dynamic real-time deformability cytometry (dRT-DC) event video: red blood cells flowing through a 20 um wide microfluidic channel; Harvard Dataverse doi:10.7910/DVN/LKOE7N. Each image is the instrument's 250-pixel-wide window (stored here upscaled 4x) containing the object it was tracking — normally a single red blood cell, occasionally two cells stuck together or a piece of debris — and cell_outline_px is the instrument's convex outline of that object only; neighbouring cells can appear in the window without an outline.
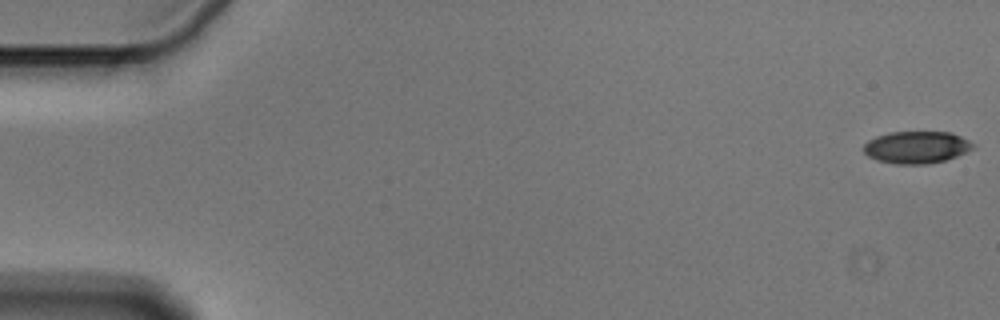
{"species": "Egyptian fruit bat (a non-hibernating species)", "species_latin": "Rousettus aegyptiacus", "temperature_condition": "cold", "stored_images_in_passage": 56, "camera_frame_rate_fps": 3000, "um_per_image_px": 0.085, "animal": {"sex": "male"}, "frame": {"image": 1, "passage_image": 1, "time_ms": 0.0, "image_size_px": [1000, 320], "cell_outline_px": [[976, 144], [972, 148], [956, 156], [944, 160], [928, 164], [896, 164], [876, 160], [868, 156], [864, 152], [864, 144], [868, 140], [876, 136], [888, 132], [952, 132]], "centroid_in_image_um": [77.88, 12.51], "position_along_channel_um": 7.1, "area_um2": 20.46}}
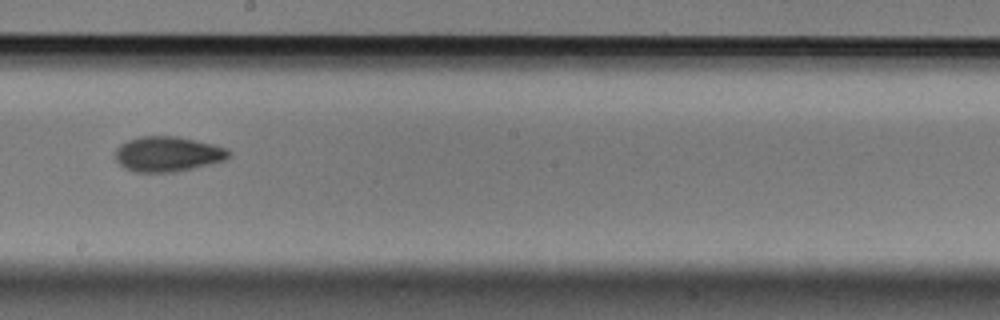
{"frame": {"image": 2, "passage_image": 32, "time_ms": 10.333, "image_size_px": [1000, 320], "cell_outline_px": [[232, 156], [228, 160], [212, 164], [176, 172], [132, 172], [124, 168], [116, 160], [116, 148], [120, 144], [128, 140], [140, 136], [180, 136], [228, 148], [232, 152]], "centroid_in_image_um": [14.31, 13.1], "position_along_channel_um": 233.9, "area_um2": 23.7}}
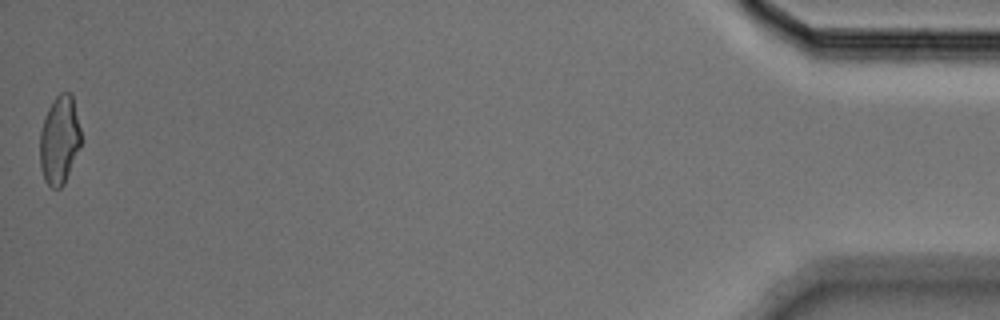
{"frame": {"image": 3, "passage_image": 56, "time_ms": 18.333, "image_size_px": [1000, 320], "cell_outline_px": [[80, 148], [64, 184], [60, 188], [52, 188], [44, 180], [40, 164], [40, 132], [44, 116], [52, 100], [60, 92], [72, 92], [80, 128]], "centroid_in_image_um": [5.05, 11.88], "position_along_channel_um": 430.2, "area_um2": 21.33}, "authors_computed_cell_mechanics": {"area_um2": 21.9062, "velocity_mm_per_s": 3.5955, "shape_relaxation_time_tau1_ms": 4.1884, "shape_relaxation_time_tau2_ms": 3.8124, "deformation_change_tau1": 0.1328, "deformation_change_tau2": 0.0962}}